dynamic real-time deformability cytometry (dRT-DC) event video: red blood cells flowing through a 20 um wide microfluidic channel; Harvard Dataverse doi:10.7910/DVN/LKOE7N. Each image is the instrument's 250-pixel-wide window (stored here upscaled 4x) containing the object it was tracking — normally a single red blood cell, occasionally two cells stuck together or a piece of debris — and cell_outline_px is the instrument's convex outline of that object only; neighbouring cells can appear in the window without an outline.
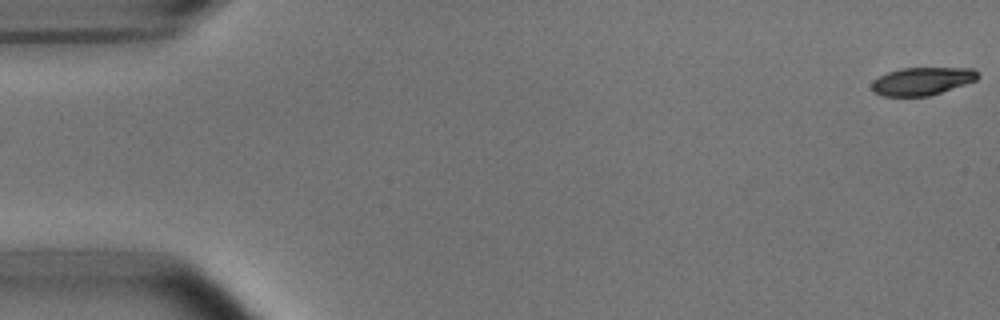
{"species": "common noctule bat (a hibernating species)", "species_latin": "Nyctalus noctula", "temperature_condition": "room temperature", "stored_images_in_passage": 53, "camera_frame_rate_fps": 3000, "um_per_image_px": 0.085, "animal": {"sex": "male", "body_mass_g": 15.6}, "frame": {"image": 1, "passage_image": 1, "time_ms": 0.0, "image_size_px": [1000, 320], "cell_outline_px": [[980, 76], [976, 80], [928, 96], [884, 96], [872, 92], [872, 80], [888, 72], [900, 68], [972, 68], [980, 72]], "centroid_in_image_um": [78.37, 6.89], "position_along_channel_um": 6.6, "area_um2": 17.17}}
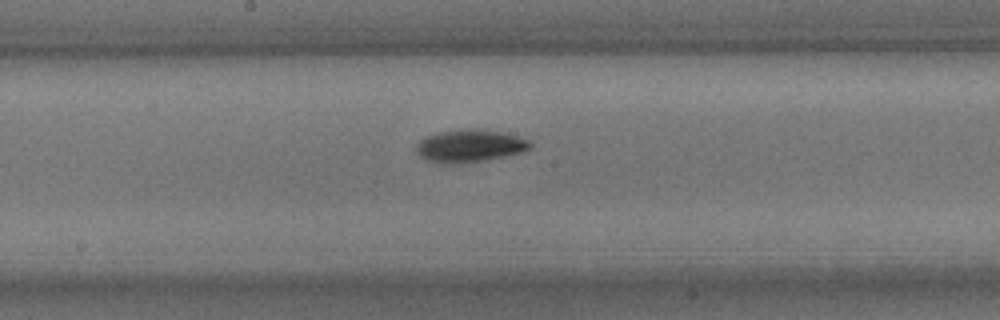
{"frame": {"image": 2, "passage_image": 28, "time_ms": 9.0, "image_size_px": [1000, 320], "cell_outline_px": [[532, 148], [524, 152], [484, 160], [448, 164], [428, 160], [420, 156], [416, 152], [416, 144], [424, 136], [440, 132], [468, 128], [504, 132], [528, 140], [532, 144]], "centroid_in_image_um": [39.93, 12.39], "position_along_channel_um": 208.3, "area_um2": 21.5}}
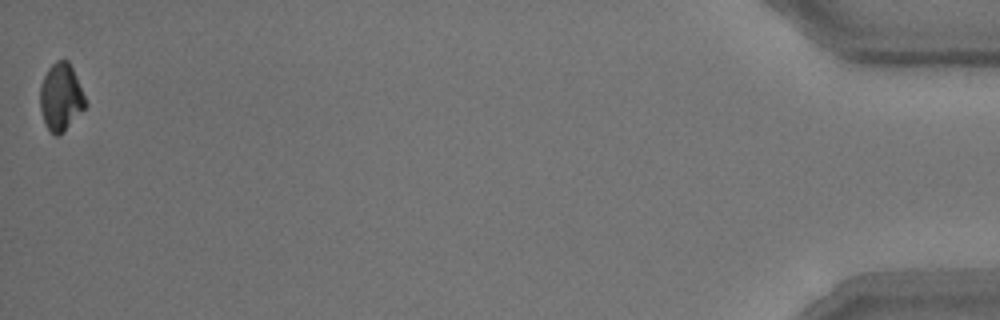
{"frame": {"image": 3, "passage_image": 53, "time_ms": 17.333, "image_size_px": [1000, 320], "cell_outline_px": [[88, 104], [64, 132], [56, 136], [48, 128], [44, 120], [40, 108], [40, 84], [48, 68], [56, 60], [68, 60], [76, 76]], "centroid_in_image_um": [5.18, 8.24], "position_along_channel_um": 430.0, "area_um2": 17.69}, "authors_computed_cell_mechanics": {"area_um2": 19.0162, "velocity_mm_per_s": 3.7725, "shape_relaxation_time_tau1_ms": 2.176, "shape_relaxation_time_tau2_ms": null, "deformation_change_tau1": 0.1259, "deformation_change_tau2": null}}